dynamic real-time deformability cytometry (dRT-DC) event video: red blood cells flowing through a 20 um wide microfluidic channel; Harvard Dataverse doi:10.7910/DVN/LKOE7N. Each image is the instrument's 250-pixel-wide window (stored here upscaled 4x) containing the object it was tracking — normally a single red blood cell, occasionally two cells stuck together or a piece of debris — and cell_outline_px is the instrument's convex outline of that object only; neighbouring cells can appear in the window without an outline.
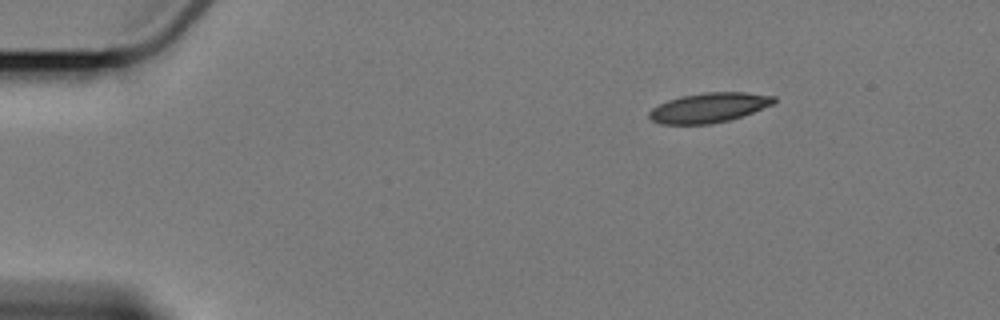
{"species": "Egyptian fruit bat (a non-hibernating species)", "species_latin": "Rousettus aegyptiacus", "temperature_condition": "cold", "stored_images_in_passage": 9, "camera_frame_rate_fps": 3000, "um_per_image_px": 0.085, "animal": {"sex": "female"}, "frame": {"image": 1, "passage_image": 1, "time_ms": 0.0, "image_size_px": [1000, 320], "cell_outline_px": [[776, 100], [772, 104], [752, 112], [728, 120], [708, 124], [660, 124], [652, 120], [648, 116], [648, 112], [652, 108], [668, 100], [680, 96], [700, 92], [748, 92], [776, 96]], "centroid_in_image_um": [60.23, 9.13], "position_along_channel_um": 24.8, "area_um2": 21.56}}
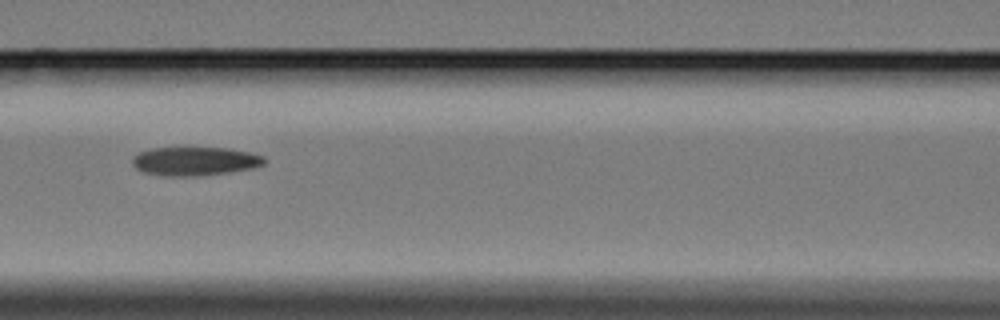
{"frame": {"image": 2, "passage_image": 6, "time_ms": 6.0, "image_size_px": [1000, 320], "cell_outline_px": [[268, 160], [264, 164], [252, 168], [204, 176], [160, 176], [144, 172], [136, 168], [132, 164], [132, 156], [140, 152], [152, 148], [228, 148], [252, 152], [264, 156]], "centroid_in_image_um": [16.59, 13.71], "position_along_channel_um": 150.0, "area_um2": 22.31}}
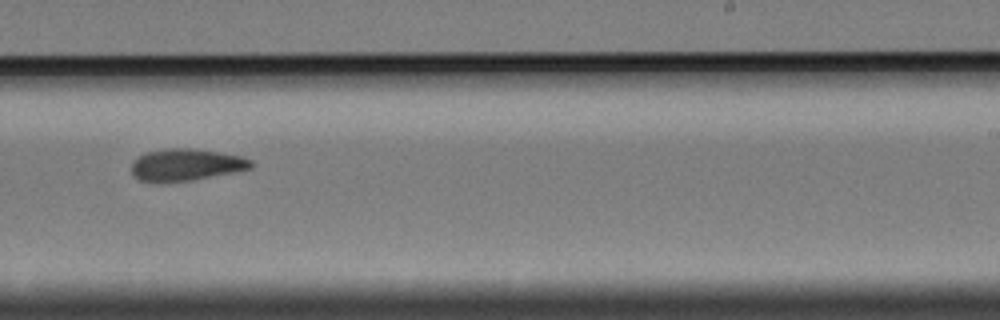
{"frame": {"image": 3, "passage_image": 9, "time_ms": 9.667, "image_size_px": [1000, 320], "cell_outline_px": [[252, 168], [188, 180], [140, 180], [132, 172], [132, 160], [148, 152], [168, 148], [192, 148], [240, 156], [252, 160]], "centroid_in_image_um": [15.82, 13.97], "position_along_channel_um": 273.2, "area_um2": 21.27}}